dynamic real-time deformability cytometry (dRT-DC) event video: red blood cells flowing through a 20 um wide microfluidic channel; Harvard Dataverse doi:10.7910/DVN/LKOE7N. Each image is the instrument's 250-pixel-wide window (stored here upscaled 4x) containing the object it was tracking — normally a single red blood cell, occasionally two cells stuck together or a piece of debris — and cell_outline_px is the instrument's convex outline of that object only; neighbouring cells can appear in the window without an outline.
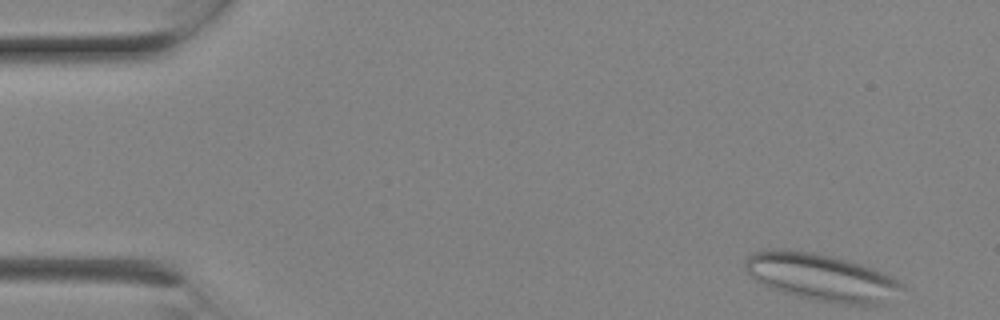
{"species": "Egyptian fruit bat (a non-hibernating species)", "species_latin": "Rousettus aegyptiacus", "temperature_condition": "room temperature", "stored_images_in_passage": 7, "camera_frame_rate_fps": 3000, "um_per_image_px": 0.085, "animal": {"sex": "female"}, "frame": {"image": 1, "passage_image": 1, "time_ms": 0.0, "image_size_px": [1000, 320], "cell_outline_px": [[904, 288], [884, 304], [844, 304], [816, 300], [784, 292], [772, 288], [756, 280], [748, 272], [744, 264], [744, 260], [752, 252], [764, 248], [776, 248], [812, 252], [832, 256], [848, 260], [872, 268], [892, 276], [900, 280], [904, 284]], "centroid_in_image_um": [69.83, 23.54], "position_along_channel_um": 15.2, "area_um2": 43.0}}